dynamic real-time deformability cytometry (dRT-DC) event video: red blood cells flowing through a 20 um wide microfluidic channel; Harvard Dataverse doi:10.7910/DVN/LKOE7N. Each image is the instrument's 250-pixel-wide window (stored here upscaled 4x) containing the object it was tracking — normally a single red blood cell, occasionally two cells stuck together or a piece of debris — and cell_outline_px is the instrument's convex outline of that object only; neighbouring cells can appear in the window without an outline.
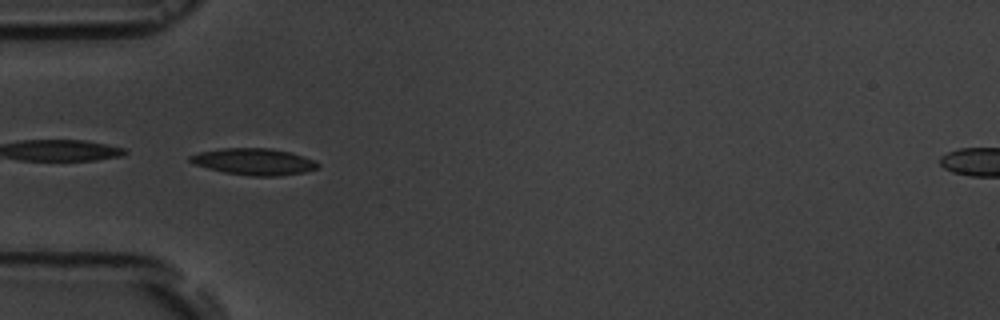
{"species": "common noctule bat (a hibernating species)", "species_latin": "Nyctalus noctula", "temperature_condition": "room temperature", "stored_images_in_passage": 2, "camera_frame_rate_fps": 3000, "um_per_image_px": 0.085, "animal": {"sex": "male", "body_mass_g": 19.5, "forearm_length_mm": 54.6}, "frame": {"image": 1, "passage_image": 1, "time_ms": 0.0, "image_size_px": [1000, 320], "cell_outline_px": [[320, 168], [304, 172], [280, 176], [252, 176], [224, 172], [208, 168], [196, 164], [188, 160], [188, 156], [200, 152], [220, 148], [272, 148], [292, 152], [316, 160], [320, 164]], "centroid_in_image_um": [21.65, 13.73], "position_along_channel_um": 63.4, "area_um2": 20.0}}